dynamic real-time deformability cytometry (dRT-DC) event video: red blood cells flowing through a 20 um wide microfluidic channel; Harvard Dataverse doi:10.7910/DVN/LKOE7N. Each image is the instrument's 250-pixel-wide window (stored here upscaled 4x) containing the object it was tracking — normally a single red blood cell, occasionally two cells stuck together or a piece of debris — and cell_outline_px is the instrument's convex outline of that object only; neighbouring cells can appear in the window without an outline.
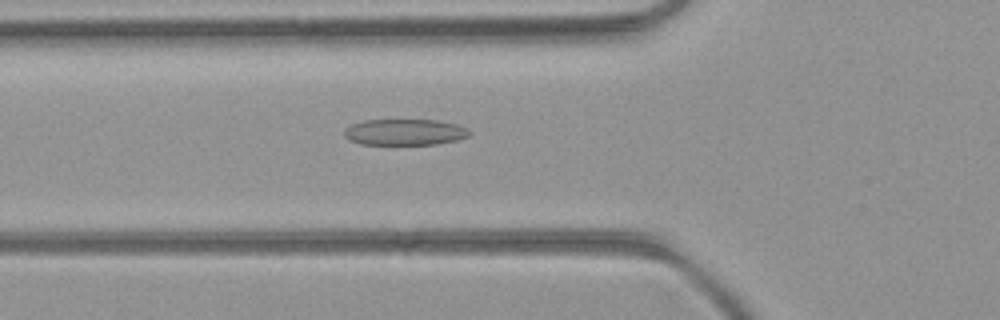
{"species": "common noctule bat (a hibernating species)", "species_latin": "Nyctalus noctula", "temperature_condition": "room temperature", "stored_images_in_passage": 42, "camera_frame_rate_fps": 3000, "um_per_image_px": 0.085, "animal": {"sex": "female", "body_mass_g": 21.9}, "frame": {"image": 1, "passage_image": 9, "time_ms": 2.667, "image_size_px": [1000, 320], "cell_outline_px": [[472, 132], [468, 136], [456, 140], [436, 144], [360, 144], [348, 140], [344, 136], [344, 128], [352, 124], [364, 120], [436, 120], [456, 124], [468, 128]], "centroid_in_image_um": [34.39, 11.23], "position_along_channel_um": 91.4, "area_um2": 19.13}}
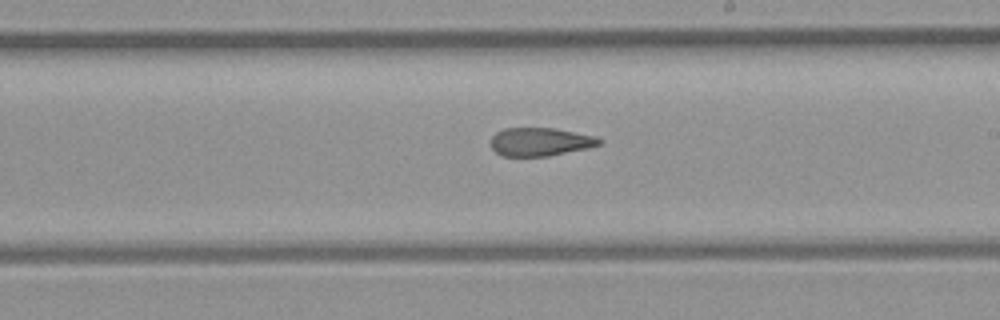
{"frame": {"image": 2, "passage_image": 20, "time_ms": 6.333, "image_size_px": [1000, 320], "cell_outline_px": [[600, 144], [588, 148], [548, 156], [500, 156], [492, 148], [492, 136], [496, 132], [504, 128], [556, 128], [596, 136], [600, 140]], "centroid_in_image_um": [45.9, 12.05], "position_along_channel_um": 243.1, "area_um2": 17.86}}
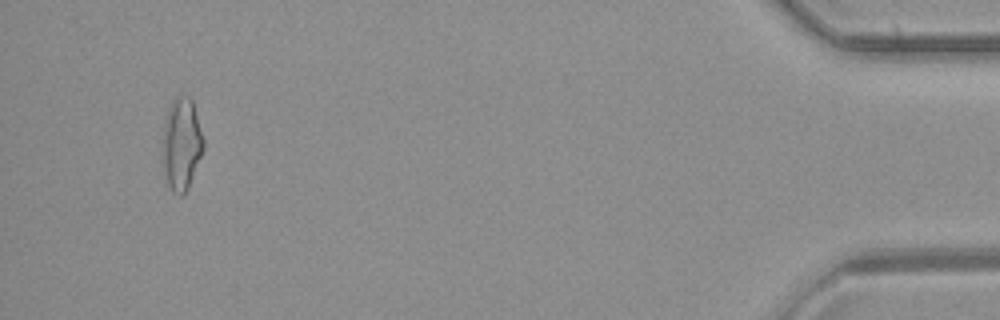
{"frame": {"image": 3, "passage_image": 39, "time_ms": 12.667, "image_size_px": [1000, 320], "cell_outline_px": [[204, 148], [188, 188], [180, 196], [172, 192], [164, 176], [164, 132], [168, 108], [176, 96], [188, 96], [192, 100], [204, 140]], "centroid_in_image_um": [15.45, 12.26], "position_along_channel_um": 419.8, "area_um2": 21.44}}